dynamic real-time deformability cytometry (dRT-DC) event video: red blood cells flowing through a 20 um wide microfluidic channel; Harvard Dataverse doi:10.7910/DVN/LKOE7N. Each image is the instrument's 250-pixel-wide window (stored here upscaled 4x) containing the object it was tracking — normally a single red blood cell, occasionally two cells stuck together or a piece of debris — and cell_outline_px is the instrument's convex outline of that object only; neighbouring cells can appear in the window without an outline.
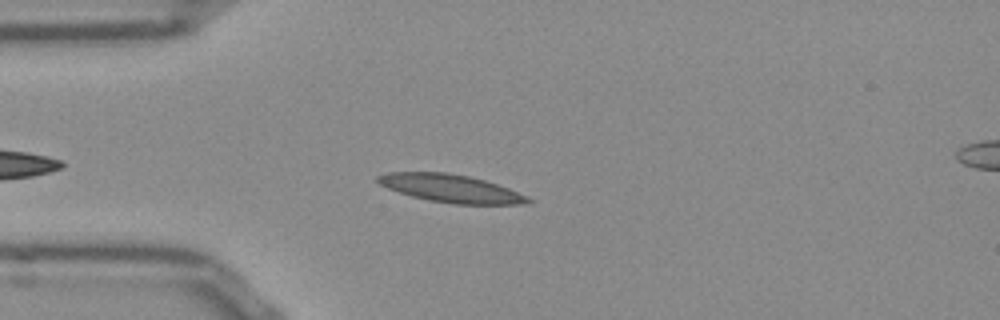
{"species": "Egyptian fruit bat (a non-hibernating species)", "species_latin": "Rousettus aegyptiacus", "temperature_condition": "room temperature", "stored_images_in_passage": 42, "camera_frame_rate_fps": 3000, "um_per_image_px": 0.085, "frame": {"image": 1, "passage_image": 3, "time_ms": 0.667, "image_size_px": [1000, 320], "cell_outline_px": [[532, 200], [528, 204], [452, 204], [428, 200], [412, 196], [388, 188], [380, 184], [376, 180], [376, 176], [388, 172], [448, 172], [468, 176], [484, 180], [508, 188], [528, 196]], "centroid_in_image_um": [38.32, 16.01], "position_along_channel_um": 46.7, "area_um2": 24.33}}
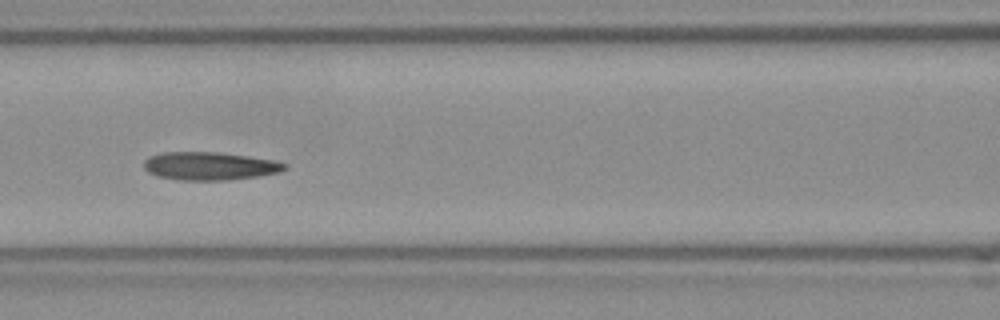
{"frame": {"image": 2, "passage_image": 12, "time_ms": 3.667, "image_size_px": [1000, 320], "cell_outline_px": [[288, 168], [280, 172], [260, 176], [228, 180], [180, 180], [156, 176], [148, 172], [144, 168], [144, 160], [148, 156], [160, 152], [216, 152], [248, 156], [272, 160], [288, 164]], "centroid_in_image_um": [17.81, 14.11], "position_along_channel_um": 148.8, "area_um2": 23.24}}
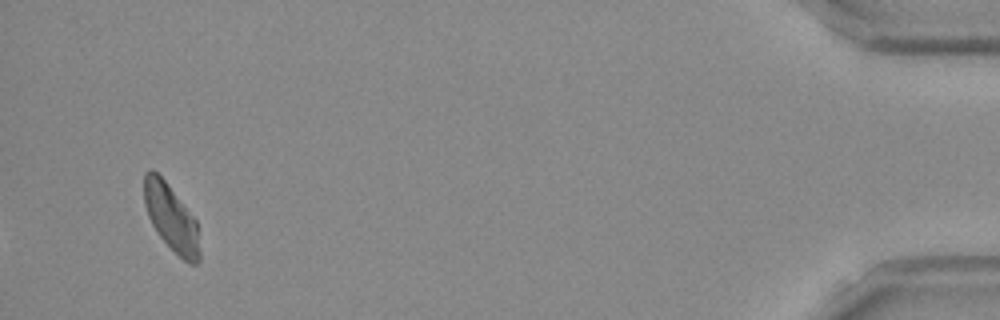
{"frame": {"image": 3, "passage_image": 40, "time_ms": 13.0, "image_size_px": [1000, 320], "cell_outline_px": [[200, 260], [196, 264], [188, 264], [156, 232], [148, 216], [144, 204], [144, 172], [148, 168], [152, 168], [168, 184], [196, 220], [200, 252]], "centroid_in_image_um": [14.54, 18.49], "position_along_channel_um": 420.7, "area_um2": 21.39}, "authors_computed_cell_mechanics": {"area_um2": 22.3397, "velocity_mm_per_s": 3.8161, "shape_relaxation_time_tau1_ms": 5.9256, "shape_relaxation_time_tau2_ms": 4.0333, "deformation_change_tau1": 0.1673, "deformation_change_tau2": 0.1147}}